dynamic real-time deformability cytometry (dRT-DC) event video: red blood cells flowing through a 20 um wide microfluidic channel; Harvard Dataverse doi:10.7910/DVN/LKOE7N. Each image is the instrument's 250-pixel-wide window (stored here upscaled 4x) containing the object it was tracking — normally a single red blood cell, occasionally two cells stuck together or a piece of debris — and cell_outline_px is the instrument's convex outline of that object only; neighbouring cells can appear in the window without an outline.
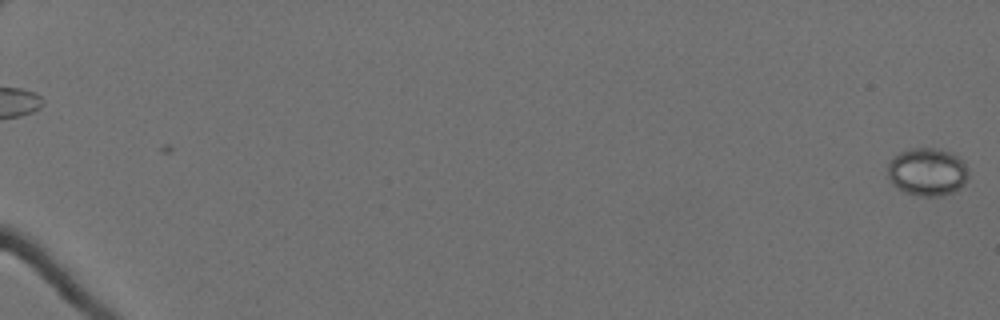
{"species": "Egyptian fruit bat (a non-hibernating species)", "species_latin": "Rousettus aegyptiacus", "temperature_condition": "cold", "stored_images_in_passage": 11, "camera_frame_rate_fps": 3000, "um_per_image_px": 0.085, "animal": {"sex": "female"}, "frame": {"image": 1, "passage_image": 1, "time_ms": 0.0, "image_size_px": [1000, 320], "cell_outline_px": [[968, 176], [964, 184], [960, 188], [944, 196], [920, 196], [904, 192], [896, 188], [892, 184], [888, 176], [888, 164], [900, 152], [908, 148], [936, 148], [948, 152], [964, 160], [968, 168]], "centroid_in_image_um": [78.83, 14.62], "position_along_channel_um": 6.2, "area_um2": 22.66}}